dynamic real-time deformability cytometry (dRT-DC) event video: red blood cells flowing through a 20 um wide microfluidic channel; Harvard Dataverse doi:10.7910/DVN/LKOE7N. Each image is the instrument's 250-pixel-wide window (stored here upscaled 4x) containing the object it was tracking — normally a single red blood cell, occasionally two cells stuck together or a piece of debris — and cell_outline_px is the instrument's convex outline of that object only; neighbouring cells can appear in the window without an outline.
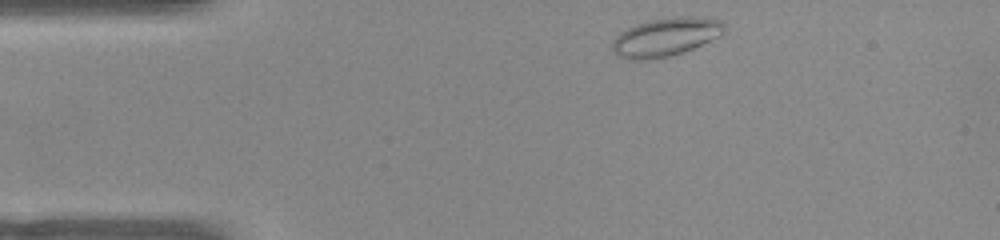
{"species": "common noctule bat (a hibernating species)", "species_latin": "Nyctalus noctula", "temperature_condition": "warm", "stored_images_in_passage": 45, "camera_frame_rate_fps": 3000, "um_per_image_px": 0.085, "animal": {"sex": "female", "body_mass_g": 22.0, "forearm_length_mm": 56.7}, "frame": {"image": 1, "passage_image": 2, "time_ms": 0.333, "image_size_px": [1000, 240], "cell_outline_px": [[724, 32], [720, 36], [692, 48], [668, 56], [648, 60], [628, 60], [620, 56], [612, 48], [612, 40], [620, 32], [636, 24], [648, 20], [676, 16], [700, 16], [720, 20], [724, 24]], "centroid_in_image_um": [56.58, 3.13], "position_along_channel_um": 28.4, "area_um2": 25.03}}
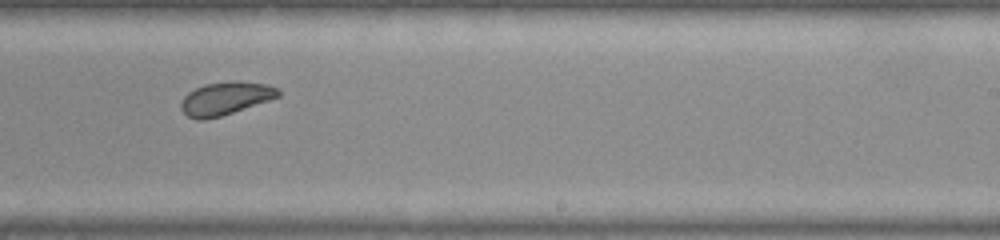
{"frame": {"image": 2, "passage_image": 25, "time_ms": 8.0, "image_size_px": [1000, 240], "cell_outline_px": [[280, 96], [220, 116], [204, 120], [196, 120], [188, 116], [180, 108], [180, 104], [184, 96], [188, 92], [204, 84], [236, 80], [268, 84], [276, 88], [280, 92]], "centroid_in_image_um": [19.13, 8.35], "position_along_channel_um": 269.9, "area_um2": 18.55}}
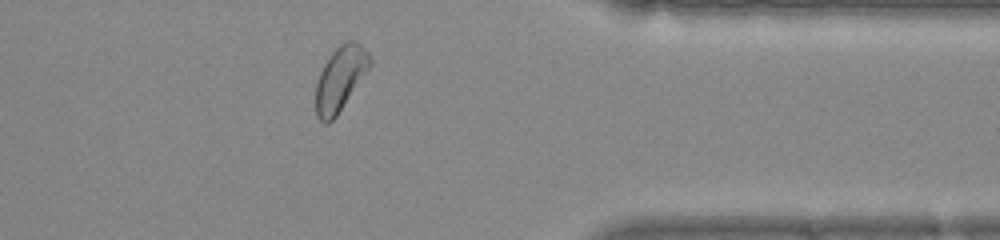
{"frame": {"image": 3, "passage_image": 35, "time_ms": 11.333, "image_size_px": [1000, 240], "cell_outline_px": [[372, 64], [336, 116], [328, 124], [324, 124], [316, 116], [316, 84], [320, 72], [324, 64], [332, 52], [340, 44], [348, 40], [352, 40], [360, 44], [368, 52], [372, 60]], "centroid_in_image_um": [28.92, 6.68], "position_along_channel_um": 382.5, "area_um2": 20.11}, "authors_computed_cell_mechanics": {"area_um2": 20.1144, "velocity_mm_per_s": 3.8334, "shape_relaxation_time_tau1_ms": null, "shape_relaxation_time_tau2_ms": 2.4456, "deformation_change_tau1": null, "deformation_change_tau2": 0.0738}}